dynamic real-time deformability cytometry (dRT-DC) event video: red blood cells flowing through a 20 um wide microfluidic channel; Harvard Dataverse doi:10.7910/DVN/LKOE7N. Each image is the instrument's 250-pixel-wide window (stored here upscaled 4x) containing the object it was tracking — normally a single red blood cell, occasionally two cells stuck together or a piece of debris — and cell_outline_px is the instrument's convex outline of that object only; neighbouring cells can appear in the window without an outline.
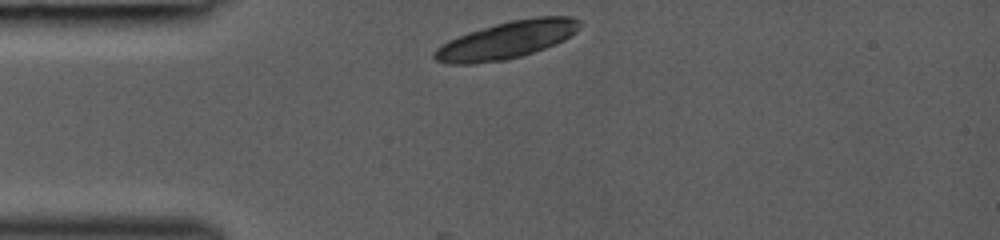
{"species": "common noctule bat (a hibernating species)", "species_latin": "Nyctalus noctula", "temperature_condition": "room temperature", "stored_images_in_passage": 32, "segment_of_instrument_passage": [1, 2], "camera_frame_rate_fps": 3000, "um_per_image_px": 0.085, "animal": {"sex": "female", "body_mass_g": 19.0, "forearm_length_mm": 53.3}, "frame": {"image": 1, "passage_image": 1, "time_ms": 0.0, "image_size_px": [1000, 240], "cell_outline_px": [[580, 28], [576, 32], [564, 40], [544, 48], [520, 56], [504, 60], [472, 64], [448, 64], [436, 60], [432, 56], [432, 52], [440, 44], [448, 40], [468, 32], [496, 24], [512, 20], [536, 16], [572, 16], [580, 20]], "centroid_in_image_um": [43.05, 3.4], "position_along_channel_um": 41.9, "area_um2": 31.62}}